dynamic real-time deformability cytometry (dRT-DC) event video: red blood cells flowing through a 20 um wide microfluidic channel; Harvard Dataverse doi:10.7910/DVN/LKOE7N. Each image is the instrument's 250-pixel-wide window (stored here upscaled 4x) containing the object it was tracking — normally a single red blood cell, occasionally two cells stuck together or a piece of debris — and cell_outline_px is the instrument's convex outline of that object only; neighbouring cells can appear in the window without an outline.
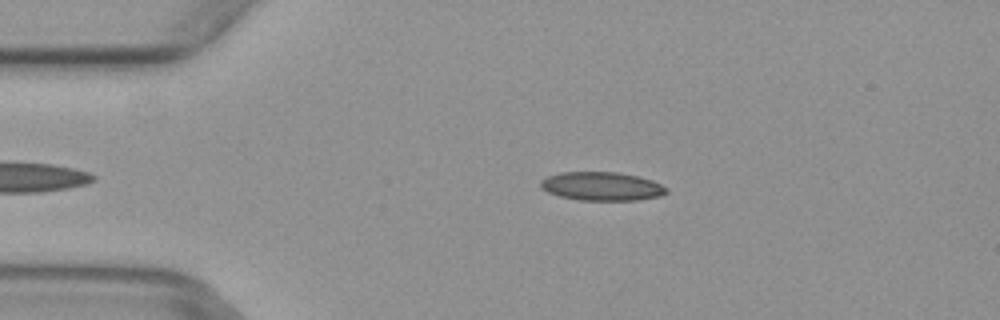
{"species": "common noctule bat (a hibernating species)", "species_latin": "Nyctalus noctula", "temperature_condition": "warm", "stored_images_in_passage": 4, "camera_frame_rate_fps": 3000, "um_per_image_px": 0.085, "animal": {"sex": "female", "body_mass_g": 29.2, "forearm_length_mm": 56.3}, "frame": {"image": 1, "passage_image": 4, "time_ms": 1.0, "image_size_px": [1000, 320], "cell_outline_px": [[668, 192], [660, 196], [640, 200], [580, 200], [560, 196], [548, 192], [540, 188], [540, 180], [548, 176], [560, 172], [616, 172], [636, 176], [652, 180], [668, 188]], "centroid_in_image_um": [51.15, 15.83], "position_along_channel_um": 33.9, "area_um2": 20.98}}